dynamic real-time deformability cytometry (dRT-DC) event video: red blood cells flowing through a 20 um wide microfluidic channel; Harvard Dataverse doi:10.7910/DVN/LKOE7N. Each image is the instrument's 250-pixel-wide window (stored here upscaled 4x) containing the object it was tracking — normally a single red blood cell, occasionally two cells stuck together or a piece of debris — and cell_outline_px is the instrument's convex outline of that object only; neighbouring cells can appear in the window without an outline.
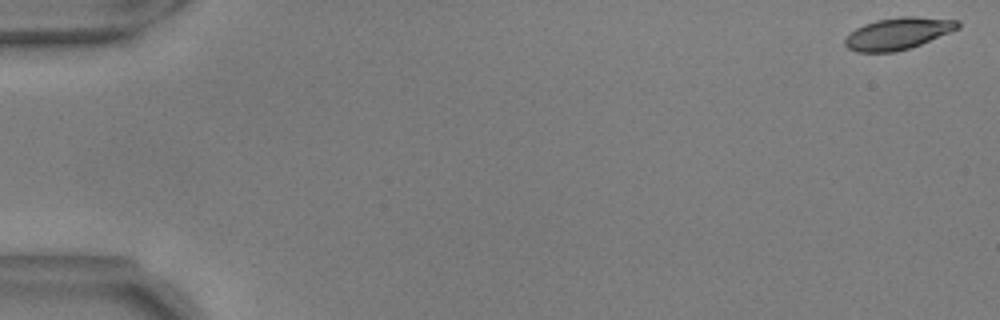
{"species": "common noctule bat (a hibernating species)", "species_latin": "Nyctalus noctula", "temperature_condition": "warm", "stored_images_in_passage": 9, "camera_frame_rate_fps": 3000, "um_per_image_px": 0.085, "animal": {"sex": "male", "body_mass_g": 17.9, "forearm_length_mm": 54.2}, "frame": {"image": 1, "passage_image": 1, "time_ms": 0.0, "image_size_px": [1000, 320], "cell_outline_px": [[960, 28], [920, 44], [896, 52], [856, 52], [848, 48], [844, 44], [844, 40], [856, 28], [864, 24], [876, 20], [900, 16], [916, 16], [960, 20]], "centroid_in_image_um": [76.34, 2.84], "position_along_channel_um": 8.7, "area_um2": 20.92}}